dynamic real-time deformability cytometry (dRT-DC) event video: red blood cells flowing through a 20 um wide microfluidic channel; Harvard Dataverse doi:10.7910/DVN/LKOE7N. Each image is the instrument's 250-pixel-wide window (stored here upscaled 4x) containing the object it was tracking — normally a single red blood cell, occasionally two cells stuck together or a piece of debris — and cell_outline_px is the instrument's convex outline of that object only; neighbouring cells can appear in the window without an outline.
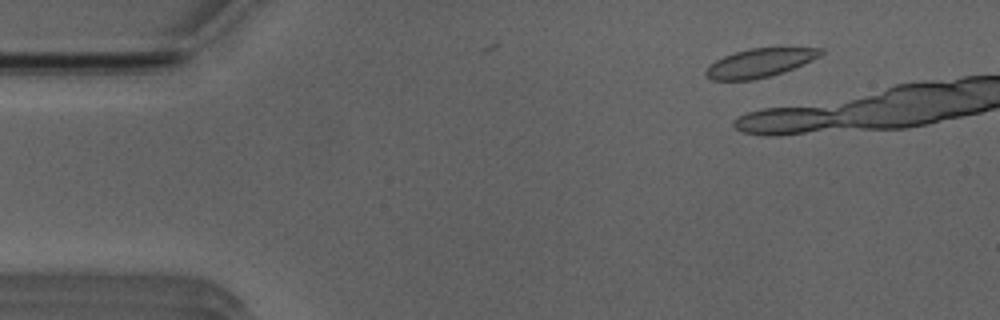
{"species": "Egyptian fruit bat (a non-hibernating species)", "species_latin": "Rousettus aegyptiacus", "temperature_condition": "room temperature", "stored_images_in_passage": 9, "camera_frame_rate_fps": 3000, "um_per_image_px": 0.085, "animal": {"sex": "male"}, "frame": {"image": 1, "passage_image": 6, "time_ms": 1.667, "image_size_px": [1000, 320], "cell_outline_px": [[824, 52], [820, 56], [812, 60], [792, 68], [768, 76], [752, 80], [712, 80], [704, 72], [716, 60], [724, 56], [748, 48], [824, 48]], "centroid_in_image_um": [64.59, 5.33], "position_along_channel_um": 20.4, "area_um2": 18.73}}